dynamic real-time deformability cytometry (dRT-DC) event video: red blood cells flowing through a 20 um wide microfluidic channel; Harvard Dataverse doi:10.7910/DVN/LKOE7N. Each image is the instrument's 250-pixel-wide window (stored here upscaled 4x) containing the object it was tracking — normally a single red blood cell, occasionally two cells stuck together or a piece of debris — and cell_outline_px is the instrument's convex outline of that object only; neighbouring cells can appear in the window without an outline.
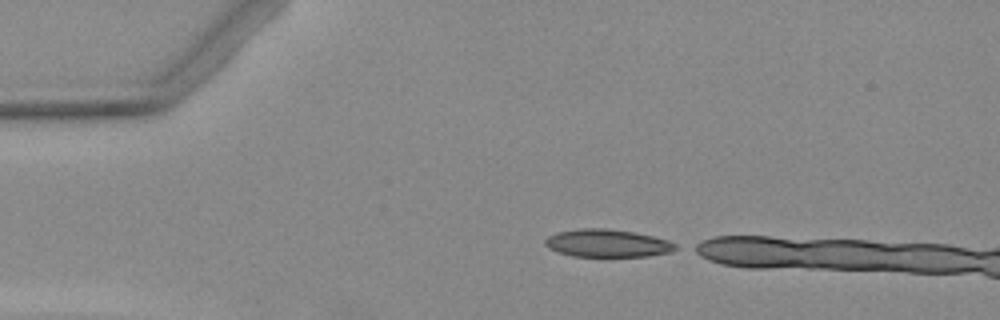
{"species": "Egyptian fruit bat (a non-hibernating species)", "species_latin": "Rousettus aegyptiacus", "temperature_condition": "warm", "stored_images_in_passage": 2, "camera_frame_rate_fps": 3000, "um_per_image_px": 0.085, "animal": {"sex": "female"}, "frame": {"image": 1, "passage_image": 1, "time_ms": 0.0, "image_size_px": [1000, 320], "cell_outline_px": [[680, 248], [668, 252], [648, 256], [572, 256], [556, 252], [548, 248], [544, 244], [544, 240], [548, 236], [556, 232], [576, 228], [604, 228], [632, 232], [652, 236], [668, 240], [676, 244]], "centroid_in_image_um": [51.57, 20.67], "position_along_channel_um": 33.4, "area_um2": 21.15}}